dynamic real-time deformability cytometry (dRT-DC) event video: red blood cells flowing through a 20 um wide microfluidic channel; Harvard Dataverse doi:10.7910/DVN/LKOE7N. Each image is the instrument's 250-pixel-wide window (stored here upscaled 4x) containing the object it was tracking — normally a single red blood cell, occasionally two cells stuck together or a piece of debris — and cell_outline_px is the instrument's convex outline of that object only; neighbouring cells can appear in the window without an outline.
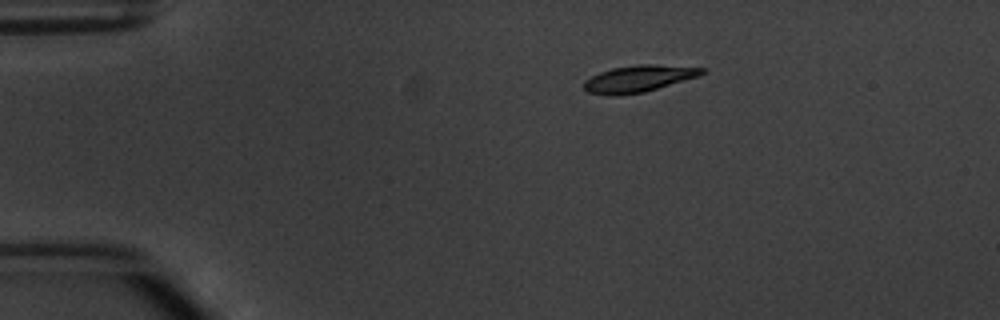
{"species": "common noctule bat (a hibernating species)", "species_latin": "Nyctalus noctula", "temperature_condition": "warm", "stored_images_in_passage": 4, "camera_frame_rate_fps": 3000, "um_per_image_px": 0.085, "animal": {"sex": "male", "body_mass_g": 20.1, "forearm_length_mm": 53.5}, "frame": {"image": 1, "passage_image": 1, "time_ms": 0.0, "image_size_px": [1000, 320], "cell_outline_px": [[708, 72], [700, 76], [644, 92], [612, 96], [608, 96], [588, 92], [584, 88], [584, 80], [600, 72], [612, 68], [636, 64], [652, 64], [708, 68]], "centroid_in_image_um": [54.32, 6.68], "position_along_channel_um": 30.7, "area_um2": 18.55}}
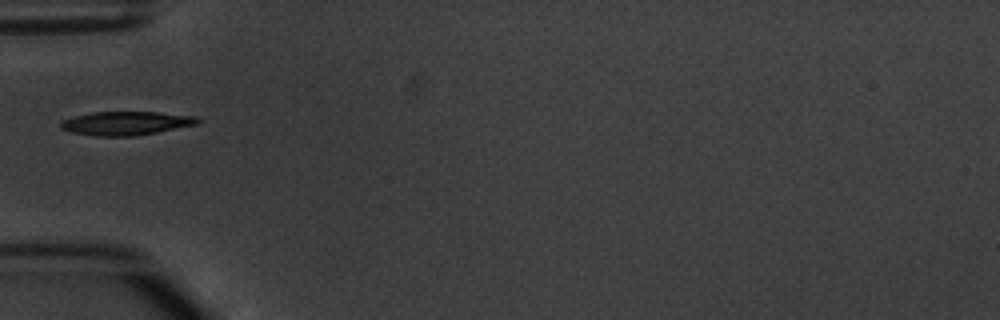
{"frame": {"image": 2, "passage_image": 3, "time_ms": 2.667, "image_size_px": [1000, 320], "cell_outline_px": [[200, 120], [196, 124], [156, 132], [132, 136], [96, 136], [72, 132], [60, 128], [60, 124], [64, 120], [76, 116], [92, 112], [156, 112], [196, 116]], "centroid_in_image_um": [10.7, 10.47], "position_along_channel_um": 74.3, "area_um2": 18.55}}